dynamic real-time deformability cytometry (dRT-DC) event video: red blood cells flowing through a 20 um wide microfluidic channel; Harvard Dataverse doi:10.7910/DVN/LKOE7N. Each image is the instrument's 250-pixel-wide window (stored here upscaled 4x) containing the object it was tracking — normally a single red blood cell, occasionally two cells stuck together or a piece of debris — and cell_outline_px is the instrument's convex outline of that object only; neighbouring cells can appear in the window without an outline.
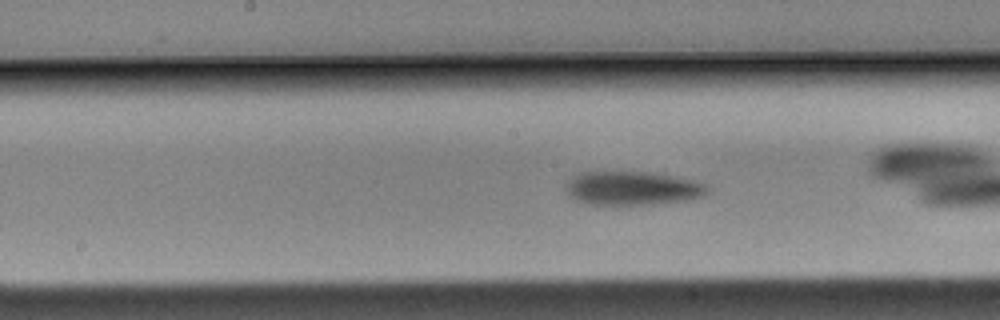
{"species": "Egyptian fruit bat (a non-hibernating species)", "species_latin": "Rousettus aegyptiacus", "temperature_condition": "cold", "stored_images_in_passage": 35, "camera_frame_rate_fps": 3000, "um_per_image_px": 0.085, "animal": {"sex": "male"}, "frame": {"image": 1, "passage_image": 11, "time_ms": 3.333, "image_size_px": [1000, 320], "cell_outline_px": [[708, 192], [704, 196], [684, 200], [652, 204], [588, 204], [576, 200], [564, 188], [568, 180], [580, 172], [648, 172], [672, 176], [692, 180], [704, 184], [708, 188]], "centroid_in_image_um": [53.73, 15.99], "position_along_channel_um": 194.5, "area_um2": 27.46}, "authors_computed_cell_mechanics": {"area_um2": 26.0678, "velocity_mm_per_s": 3.6002, "shape_relaxation_time_tau1_ms": 2.5481, "shape_relaxation_time_tau2_ms": null, "deformation_change_tau1": 0.0987, "deformation_change_tau2": null}}